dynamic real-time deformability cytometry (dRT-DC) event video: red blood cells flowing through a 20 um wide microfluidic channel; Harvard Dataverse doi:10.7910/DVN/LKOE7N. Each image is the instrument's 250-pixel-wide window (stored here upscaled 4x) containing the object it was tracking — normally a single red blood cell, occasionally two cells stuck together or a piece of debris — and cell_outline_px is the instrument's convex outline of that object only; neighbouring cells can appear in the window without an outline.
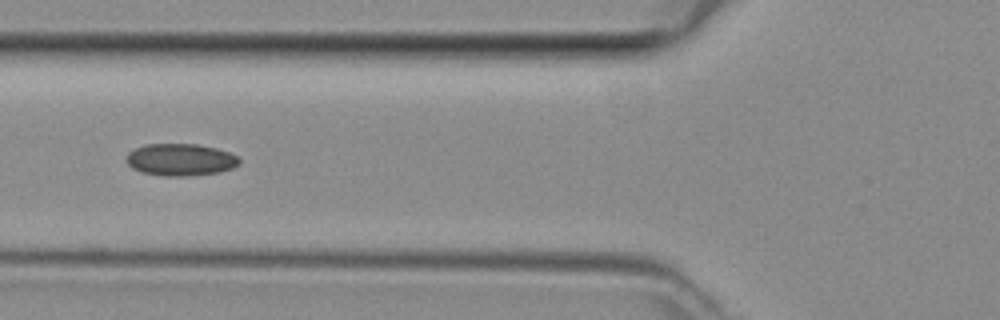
{"species": "common noctule bat (a hibernating species)", "species_latin": "Nyctalus noctula", "temperature_condition": "room temperature", "stored_images_in_passage": 6, "camera_frame_rate_fps": 3000, "um_per_image_px": 0.085, "animal": {"sex": "female", "body_mass_g": 29.2, "forearm_length_mm": 56.3}, "frame": {"image": 1, "passage_image": 6, "time_ms": 1.667, "image_size_px": [1000, 320], "cell_outline_px": [[240, 164], [232, 168], [220, 172], [188, 176], [164, 176], [140, 172], [132, 168], [128, 164], [128, 152], [144, 144], [196, 144], [216, 148], [228, 152], [236, 156], [240, 160]], "centroid_in_image_um": [15.35, 13.58], "position_along_channel_um": 110.5, "area_um2": 21.1}}